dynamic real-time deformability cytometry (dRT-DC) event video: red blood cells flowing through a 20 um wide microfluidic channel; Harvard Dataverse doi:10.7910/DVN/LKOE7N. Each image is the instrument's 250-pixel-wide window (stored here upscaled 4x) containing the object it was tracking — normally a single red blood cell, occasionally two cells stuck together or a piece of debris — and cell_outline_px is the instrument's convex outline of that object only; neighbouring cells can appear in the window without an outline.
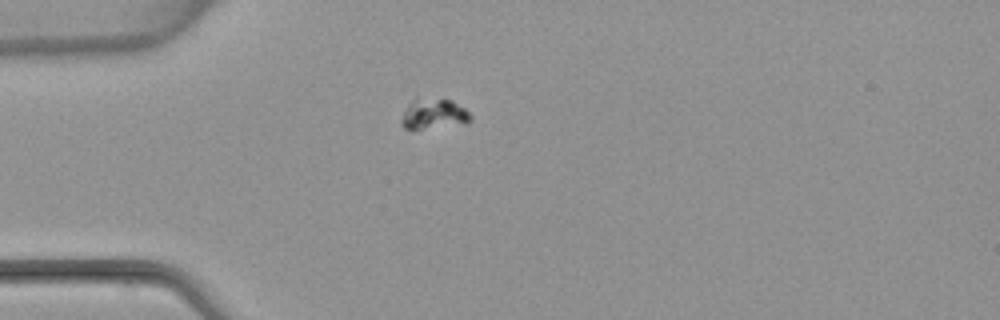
{"species": "common noctule bat (a hibernating species)", "species_latin": "Nyctalus noctula", "temperature_condition": "warm", "stored_images_in_passage": 2, "camera_frame_rate_fps": 3000, "um_per_image_px": 0.085, "animal": {"sex": "female", "body_mass_g": 22.7, "forearm_length_mm": 54.2}, "frame": {"image": 1, "passage_image": 2, "time_ms": 1.333, "image_size_px": [1000, 320], "cell_outline_px": [[472, 120], [468, 124], [424, 128], [404, 128], [400, 124], [400, 120], [408, 104], [412, 100], [452, 100], [464, 108], [472, 116]], "centroid_in_image_um": [36.91, 9.72], "position_along_channel_um": 48.1, "area_um2": 11.91}}